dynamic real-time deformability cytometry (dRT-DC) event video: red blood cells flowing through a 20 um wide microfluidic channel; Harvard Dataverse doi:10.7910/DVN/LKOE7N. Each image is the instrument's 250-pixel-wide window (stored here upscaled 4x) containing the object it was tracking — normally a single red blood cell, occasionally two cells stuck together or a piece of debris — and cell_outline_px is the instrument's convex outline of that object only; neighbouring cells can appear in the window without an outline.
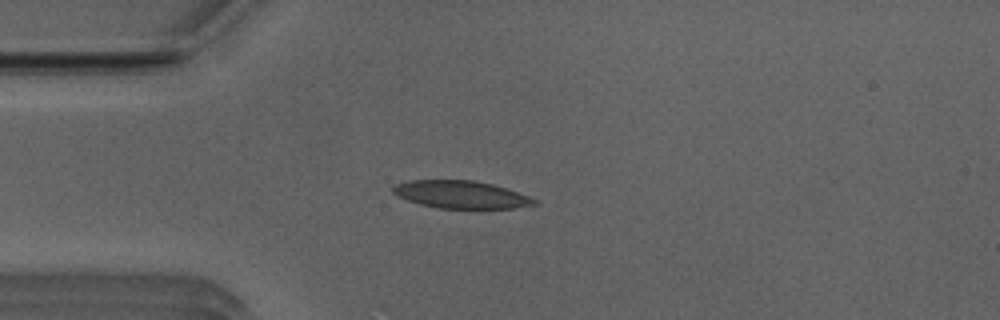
{"species": "Egyptian fruit bat (a non-hibernating species)", "species_latin": "Rousettus aegyptiacus", "temperature_condition": "room temperature", "stored_images_in_passage": 20, "camera_frame_rate_fps": 3000, "um_per_image_px": 0.085, "animal": {"sex": "male"}, "frame": {"image": 1, "passage_image": 11, "time_ms": 3.333, "image_size_px": [1000, 320], "cell_outline_px": [[540, 204], [512, 208], [436, 208], [420, 204], [396, 196], [392, 192], [392, 188], [396, 184], [408, 180], [472, 180], [492, 184], [528, 196], [536, 200]], "centroid_in_image_um": [39.14, 16.54], "position_along_channel_um": 45.9, "area_um2": 22.6}}